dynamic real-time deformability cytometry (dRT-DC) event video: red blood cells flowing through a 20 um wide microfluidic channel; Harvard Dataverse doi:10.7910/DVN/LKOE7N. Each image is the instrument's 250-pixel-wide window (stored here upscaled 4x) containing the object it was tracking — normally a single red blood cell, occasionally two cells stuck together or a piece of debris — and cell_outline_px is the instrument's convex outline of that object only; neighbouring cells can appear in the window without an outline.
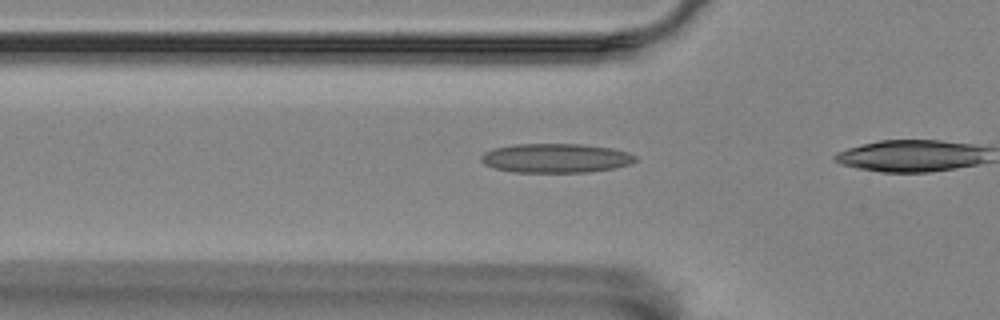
{"species": "Egyptian fruit bat (a non-hibernating species)", "species_latin": "Rousettus aegyptiacus", "temperature_condition": "room temperature", "stored_images_in_passage": 19, "camera_frame_rate_fps": 3000, "um_per_image_px": 0.085, "animal": {"sex": "female"}, "frame": {"image": 1, "passage_image": 14, "time_ms": 4.333, "image_size_px": [1000, 320], "cell_outline_px": [[636, 160], [628, 164], [616, 168], [588, 172], [512, 172], [496, 168], [484, 164], [480, 160], [480, 156], [484, 152], [492, 148], [516, 144], [580, 144], [612, 148], [628, 152], [636, 156]], "centroid_in_image_um": [47.22, 13.44], "position_along_channel_um": 78.6, "area_um2": 26.3}}
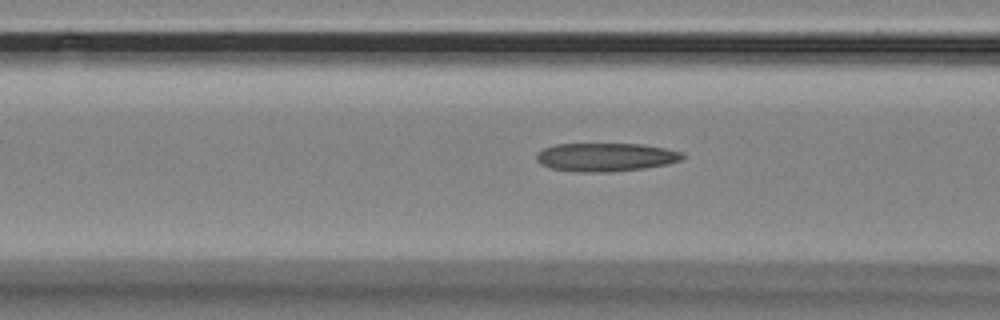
{"frame": {"image": 2, "passage_image": 17, "time_ms": 5.333, "image_size_px": [1000, 320], "cell_outline_px": [[684, 156], [680, 160], [668, 164], [644, 168], [608, 172], [572, 172], [548, 168], [540, 164], [536, 160], [536, 152], [544, 148], [556, 144], [640, 144], [664, 148], [680, 152]], "centroid_in_image_um": [51.4, 13.36], "position_along_channel_um": 115.2, "area_um2": 24.28}}